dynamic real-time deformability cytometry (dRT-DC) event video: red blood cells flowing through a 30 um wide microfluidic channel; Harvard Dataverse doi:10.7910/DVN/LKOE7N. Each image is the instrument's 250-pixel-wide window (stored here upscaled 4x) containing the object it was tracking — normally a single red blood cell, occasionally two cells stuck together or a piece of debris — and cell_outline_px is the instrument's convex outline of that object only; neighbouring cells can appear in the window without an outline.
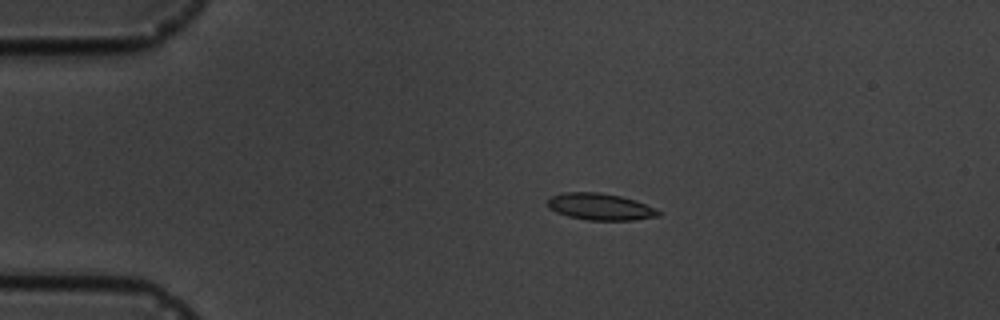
{"species": "common noctule bat (a hibernating species)", "species_latin": "Nyctalus noctula", "temperature_condition": "cold", "stored_images_in_passage": 3, "camera_frame_rate_fps": 3000, "um_per_image_px": 0.085, "animal": {"sex": "male", "body_mass_g": 19.5, "forearm_length_mm": 54.6}, "frame": {"image": 1, "passage_image": 2, "time_ms": 2.0, "image_size_px": [1000, 320], "cell_outline_px": [[660, 216], [632, 220], [588, 220], [568, 216], [556, 212], [548, 208], [544, 204], [552, 196], [564, 192], [600, 192], [620, 196], [636, 200], [656, 208], [660, 212]], "centroid_in_image_um": [51.0, 17.57], "position_along_channel_um": 34.0, "area_um2": 17.4}}